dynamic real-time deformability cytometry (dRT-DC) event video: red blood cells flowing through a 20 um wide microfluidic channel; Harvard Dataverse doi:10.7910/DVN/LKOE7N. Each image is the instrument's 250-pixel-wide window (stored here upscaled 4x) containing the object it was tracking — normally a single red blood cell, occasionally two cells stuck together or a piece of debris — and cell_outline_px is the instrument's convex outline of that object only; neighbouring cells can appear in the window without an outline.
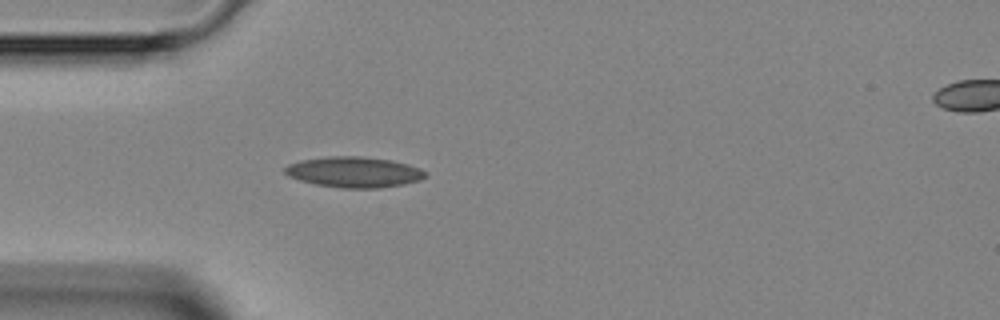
{"species": "Egyptian fruit bat (a non-hibernating species)", "species_latin": "Rousettus aegyptiacus", "temperature_condition": "room temperature", "stored_images_in_passage": 2, "segment_of_instrument_passage": [1, 2], "camera_frame_rate_fps": 3000, "um_per_image_px": 0.085, "animal": {"sex": "female"}, "frame": {"image": 1, "passage_image": 1, "time_ms": 0.0, "image_size_px": [1000, 320], "cell_outline_px": [[428, 176], [420, 180], [404, 184], [380, 188], [344, 188], [316, 184], [300, 180], [288, 176], [284, 172], [284, 168], [288, 164], [304, 160], [332, 156], [360, 156], [388, 160], [408, 164], [420, 168]], "centroid_in_image_um": [30.11, 14.63], "position_along_channel_um": 54.9, "area_um2": 24.85}}